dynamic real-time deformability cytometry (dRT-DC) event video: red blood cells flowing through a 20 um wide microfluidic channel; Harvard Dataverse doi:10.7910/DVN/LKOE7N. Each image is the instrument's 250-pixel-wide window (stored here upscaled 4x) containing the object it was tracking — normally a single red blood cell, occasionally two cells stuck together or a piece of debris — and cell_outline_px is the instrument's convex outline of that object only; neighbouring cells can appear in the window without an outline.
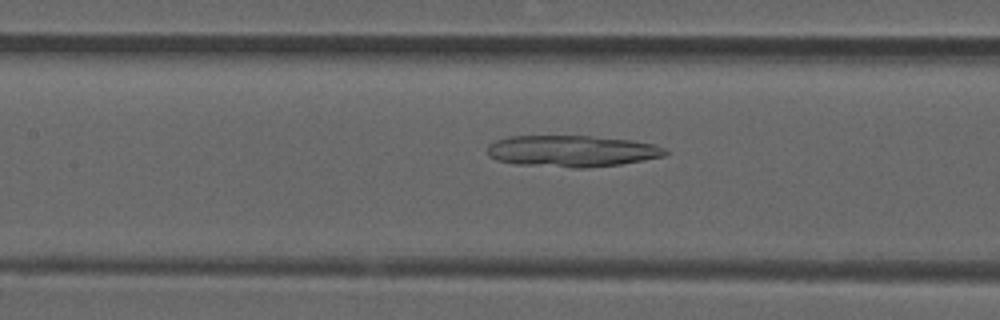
{"species": "common noctule bat (a hibernating species)", "species_latin": "Nyctalus noctula", "temperature_condition": "room temperature", "stored_images_in_passage": 52, "camera_frame_rate_fps": 3000, "um_per_image_px": 0.085, "animal": {"sex": "male", "forearm_length_mm": 52.5}, "frame": {"image": 1, "passage_image": 23, "time_ms": 7.333, "image_size_px": [1000, 320], "cell_outline_px": [[668, 152], [664, 156], [644, 160], [620, 164], [588, 168], [572, 168], [516, 164], [496, 160], [488, 156], [488, 144], [496, 140], [508, 136], [592, 136], [632, 140], [652, 144], [664, 148]], "centroid_in_image_um": [48.58, 12.84], "position_along_channel_um": 158.8, "area_um2": 32.77}}
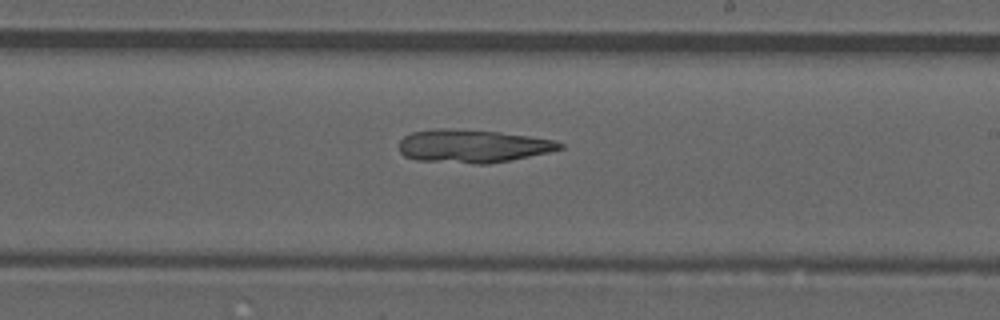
{"frame": {"image": 2, "passage_image": 30, "time_ms": 9.667, "image_size_px": [1000, 320], "cell_outline_px": [[564, 148], [548, 152], [488, 164], [472, 164], [416, 160], [404, 156], [400, 152], [400, 140], [404, 136], [412, 132], [436, 128], [448, 128], [500, 132], [556, 140], [564, 144]], "centroid_in_image_um": [40.15, 12.41], "position_along_channel_um": 248.8, "area_um2": 31.04}}
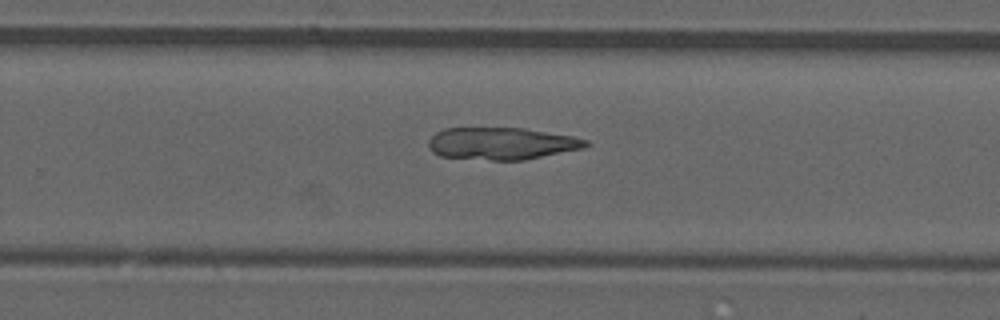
{"frame": {"image": 3, "passage_image": 33, "time_ms": 10.667, "image_size_px": [1000, 320], "cell_outline_px": [[592, 144], [584, 148], [524, 160], [492, 160], [440, 156], [432, 152], [428, 148], [428, 140], [436, 132], [444, 128], [524, 128], [572, 136], [588, 140]], "centroid_in_image_um": [42.64, 12.2], "position_along_channel_um": 287.2, "area_um2": 29.59}}